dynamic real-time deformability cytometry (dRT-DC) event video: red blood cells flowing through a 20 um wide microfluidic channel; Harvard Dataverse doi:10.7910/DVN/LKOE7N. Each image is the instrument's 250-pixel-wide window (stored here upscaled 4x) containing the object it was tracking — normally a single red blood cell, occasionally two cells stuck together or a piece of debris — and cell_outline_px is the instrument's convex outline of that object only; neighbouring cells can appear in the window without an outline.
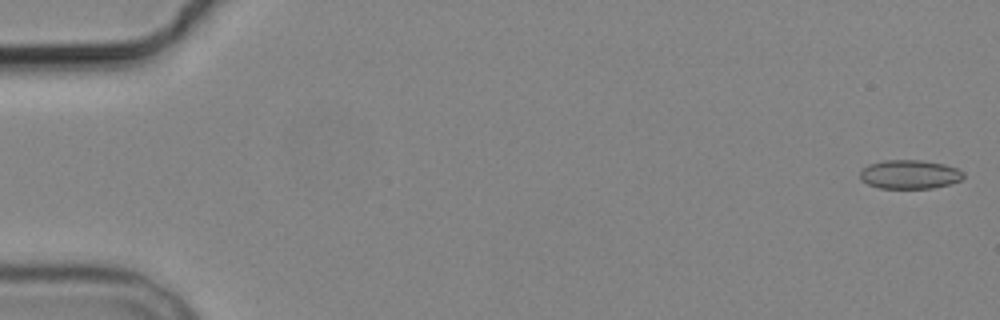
{"species": "common noctule bat (a hibernating species)", "species_latin": "Nyctalus noctula", "temperature_condition": "cold", "stored_images_in_passage": 5, "camera_frame_rate_fps": 3000, "um_per_image_px": 0.085, "animal": {"sex": "male", "body_mass_g": 19.2, "forearm_length_mm": 51.8}, "frame": {"image": 1, "passage_image": 1, "time_ms": 0.0, "image_size_px": [1000, 320], "cell_outline_px": [[964, 176], [960, 180], [948, 184], [932, 188], [880, 188], [868, 184], [860, 180], [860, 172], [868, 164], [884, 160], [920, 160], [944, 164], [956, 168], [964, 172]], "centroid_in_image_um": [77.3, 14.82], "position_along_channel_um": 7.7, "area_um2": 17.34}}
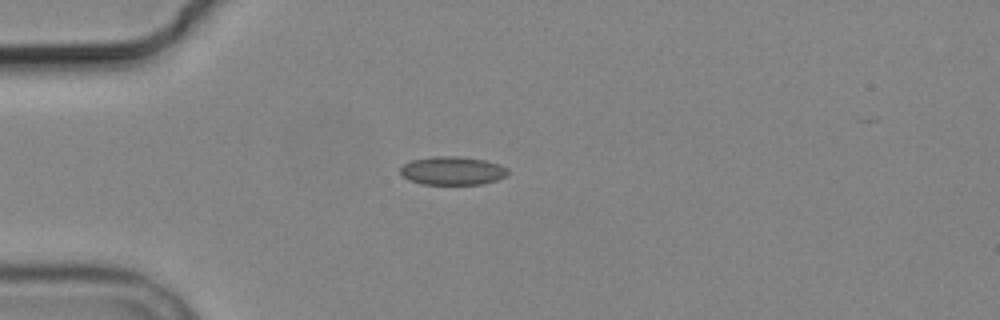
{"frame": {"image": 2, "passage_image": 5, "time_ms": 4.667, "image_size_px": [1000, 320], "cell_outline_px": [[508, 176], [496, 180], [480, 184], [420, 184], [408, 180], [400, 176], [400, 168], [404, 164], [412, 160], [432, 156], [456, 156], [484, 160], [500, 164], [508, 168]], "centroid_in_image_um": [38.44, 14.51], "position_along_channel_um": 46.6, "area_um2": 17.98}}